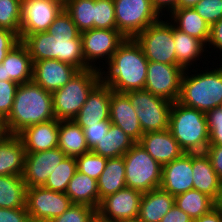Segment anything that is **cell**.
<instances>
[{"instance_id":"9f6ffc18","label":"cell","mask_w":222,"mask_h":222,"mask_svg":"<svg viewBox=\"0 0 222 222\" xmlns=\"http://www.w3.org/2000/svg\"><path fill=\"white\" fill-rule=\"evenodd\" d=\"M5 135H6L5 127L3 125V122L0 121V141Z\"/></svg>"},{"instance_id":"7402d4cb","label":"cell","mask_w":222,"mask_h":222,"mask_svg":"<svg viewBox=\"0 0 222 222\" xmlns=\"http://www.w3.org/2000/svg\"><path fill=\"white\" fill-rule=\"evenodd\" d=\"M138 143L162 166L185 153L169 129L144 133Z\"/></svg>"},{"instance_id":"1f68e13d","label":"cell","mask_w":222,"mask_h":222,"mask_svg":"<svg viewBox=\"0 0 222 222\" xmlns=\"http://www.w3.org/2000/svg\"><path fill=\"white\" fill-rule=\"evenodd\" d=\"M173 38L176 54V65L181 66L184 70H188V66L196 60H200L206 45L199 39L191 37L173 26ZM204 47V48H203Z\"/></svg>"},{"instance_id":"680465c9","label":"cell","mask_w":222,"mask_h":222,"mask_svg":"<svg viewBox=\"0 0 222 222\" xmlns=\"http://www.w3.org/2000/svg\"><path fill=\"white\" fill-rule=\"evenodd\" d=\"M58 1H60L64 5L68 0H58Z\"/></svg>"},{"instance_id":"e575fe53","label":"cell","mask_w":222,"mask_h":222,"mask_svg":"<svg viewBox=\"0 0 222 222\" xmlns=\"http://www.w3.org/2000/svg\"><path fill=\"white\" fill-rule=\"evenodd\" d=\"M95 0H68L64 10L71 16L80 32L94 28Z\"/></svg>"},{"instance_id":"8fae6325","label":"cell","mask_w":222,"mask_h":222,"mask_svg":"<svg viewBox=\"0 0 222 222\" xmlns=\"http://www.w3.org/2000/svg\"><path fill=\"white\" fill-rule=\"evenodd\" d=\"M72 204L70 198L62 192L35 186L26 190V208L31 222H48L60 216Z\"/></svg>"},{"instance_id":"4fadbf2b","label":"cell","mask_w":222,"mask_h":222,"mask_svg":"<svg viewBox=\"0 0 222 222\" xmlns=\"http://www.w3.org/2000/svg\"><path fill=\"white\" fill-rule=\"evenodd\" d=\"M184 71L179 65L149 62L144 90L175 102L180 95L181 79Z\"/></svg>"},{"instance_id":"9c48e42d","label":"cell","mask_w":222,"mask_h":222,"mask_svg":"<svg viewBox=\"0 0 222 222\" xmlns=\"http://www.w3.org/2000/svg\"><path fill=\"white\" fill-rule=\"evenodd\" d=\"M142 127L143 134L169 128L171 101L155 96L146 90L125 92Z\"/></svg>"},{"instance_id":"6da1fadb","label":"cell","mask_w":222,"mask_h":222,"mask_svg":"<svg viewBox=\"0 0 222 222\" xmlns=\"http://www.w3.org/2000/svg\"><path fill=\"white\" fill-rule=\"evenodd\" d=\"M20 40L28 48L32 62L57 59L80 71L91 68L83 55L81 32L64 9L46 32L20 35Z\"/></svg>"},{"instance_id":"30bf717a","label":"cell","mask_w":222,"mask_h":222,"mask_svg":"<svg viewBox=\"0 0 222 222\" xmlns=\"http://www.w3.org/2000/svg\"><path fill=\"white\" fill-rule=\"evenodd\" d=\"M167 21L160 19L134 39L141 46L149 62L176 65L173 25Z\"/></svg>"},{"instance_id":"bcb514c9","label":"cell","mask_w":222,"mask_h":222,"mask_svg":"<svg viewBox=\"0 0 222 222\" xmlns=\"http://www.w3.org/2000/svg\"><path fill=\"white\" fill-rule=\"evenodd\" d=\"M20 41L19 37L12 31L0 28V64L12 47Z\"/></svg>"},{"instance_id":"5bb4252c","label":"cell","mask_w":222,"mask_h":222,"mask_svg":"<svg viewBox=\"0 0 222 222\" xmlns=\"http://www.w3.org/2000/svg\"><path fill=\"white\" fill-rule=\"evenodd\" d=\"M63 9L58 0H21L20 35L46 32Z\"/></svg>"},{"instance_id":"83f0119b","label":"cell","mask_w":222,"mask_h":222,"mask_svg":"<svg viewBox=\"0 0 222 222\" xmlns=\"http://www.w3.org/2000/svg\"><path fill=\"white\" fill-rule=\"evenodd\" d=\"M65 194L70 198L72 204H82L98 209L99 193L97 180L79 172L68 183Z\"/></svg>"},{"instance_id":"4dcf8cb0","label":"cell","mask_w":222,"mask_h":222,"mask_svg":"<svg viewBox=\"0 0 222 222\" xmlns=\"http://www.w3.org/2000/svg\"><path fill=\"white\" fill-rule=\"evenodd\" d=\"M136 142L119 126L111 123L108 133L92 148L107 159L123 156Z\"/></svg>"},{"instance_id":"2e32d148","label":"cell","mask_w":222,"mask_h":222,"mask_svg":"<svg viewBox=\"0 0 222 222\" xmlns=\"http://www.w3.org/2000/svg\"><path fill=\"white\" fill-rule=\"evenodd\" d=\"M142 192L125 187L103 198L97 211L111 222H120L139 215Z\"/></svg>"},{"instance_id":"681fc988","label":"cell","mask_w":222,"mask_h":222,"mask_svg":"<svg viewBox=\"0 0 222 222\" xmlns=\"http://www.w3.org/2000/svg\"><path fill=\"white\" fill-rule=\"evenodd\" d=\"M160 222H193V219L174 204Z\"/></svg>"},{"instance_id":"f6af8a7d","label":"cell","mask_w":222,"mask_h":222,"mask_svg":"<svg viewBox=\"0 0 222 222\" xmlns=\"http://www.w3.org/2000/svg\"><path fill=\"white\" fill-rule=\"evenodd\" d=\"M0 222H31L26 207L0 208Z\"/></svg>"},{"instance_id":"f907efd6","label":"cell","mask_w":222,"mask_h":222,"mask_svg":"<svg viewBox=\"0 0 222 222\" xmlns=\"http://www.w3.org/2000/svg\"><path fill=\"white\" fill-rule=\"evenodd\" d=\"M177 1L178 0H151V3H152L154 9L158 12L159 15L162 13L161 14V16H162V15H165L162 12L163 10L164 11L166 10L169 13L174 11L176 9V6H177Z\"/></svg>"},{"instance_id":"9a60e30c","label":"cell","mask_w":222,"mask_h":222,"mask_svg":"<svg viewBox=\"0 0 222 222\" xmlns=\"http://www.w3.org/2000/svg\"><path fill=\"white\" fill-rule=\"evenodd\" d=\"M66 157L58 147L42 152H26L22 175L26 187L43 186L50 173Z\"/></svg>"},{"instance_id":"ffe728a7","label":"cell","mask_w":222,"mask_h":222,"mask_svg":"<svg viewBox=\"0 0 222 222\" xmlns=\"http://www.w3.org/2000/svg\"><path fill=\"white\" fill-rule=\"evenodd\" d=\"M33 62L28 48L20 40L0 64V81L23 84L32 81Z\"/></svg>"},{"instance_id":"816d5d0a","label":"cell","mask_w":222,"mask_h":222,"mask_svg":"<svg viewBox=\"0 0 222 222\" xmlns=\"http://www.w3.org/2000/svg\"><path fill=\"white\" fill-rule=\"evenodd\" d=\"M193 222H222V212L214 207L208 213L193 220Z\"/></svg>"},{"instance_id":"7bdbcfd3","label":"cell","mask_w":222,"mask_h":222,"mask_svg":"<svg viewBox=\"0 0 222 222\" xmlns=\"http://www.w3.org/2000/svg\"><path fill=\"white\" fill-rule=\"evenodd\" d=\"M205 114L209 128V144L222 145V108L216 107Z\"/></svg>"},{"instance_id":"cb8c5ba5","label":"cell","mask_w":222,"mask_h":222,"mask_svg":"<svg viewBox=\"0 0 222 222\" xmlns=\"http://www.w3.org/2000/svg\"><path fill=\"white\" fill-rule=\"evenodd\" d=\"M25 149L17 135L6 134L0 141V175L22 176Z\"/></svg>"},{"instance_id":"8d00e7d4","label":"cell","mask_w":222,"mask_h":222,"mask_svg":"<svg viewBox=\"0 0 222 222\" xmlns=\"http://www.w3.org/2000/svg\"><path fill=\"white\" fill-rule=\"evenodd\" d=\"M21 0H0V28L14 32L20 39Z\"/></svg>"},{"instance_id":"44dd1931","label":"cell","mask_w":222,"mask_h":222,"mask_svg":"<svg viewBox=\"0 0 222 222\" xmlns=\"http://www.w3.org/2000/svg\"><path fill=\"white\" fill-rule=\"evenodd\" d=\"M109 120L112 124L119 126L136 143L140 141L143 135L142 127L135 108L125 93L111 89Z\"/></svg>"},{"instance_id":"7dc6e473","label":"cell","mask_w":222,"mask_h":222,"mask_svg":"<svg viewBox=\"0 0 222 222\" xmlns=\"http://www.w3.org/2000/svg\"><path fill=\"white\" fill-rule=\"evenodd\" d=\"M205 154L210 159L218 178L222 181V145L209 144L205 150Z\"/></svg>"},{"instance_id":"484cf974","label":"cell","mask_w":222,"mask_h":222,"mask_svg":"<svg viewBox=\"0 0 222 222\" xmlns=\"http://www.w3.org/2000/svg\"><path fill=\"white\" fill-rule=\"evenodd\" d=\"M175 203V197L161 188L142 194L138 218L143 222H160Z\"/></svg>"},{"instance_id":"ee69618b","label":"cell","mask_w":222,"mask_h":222,"mask_svg":"<svg viewBox=\"0 0 222 222\" xmlns=\"http://www.w3.org/2000/svg\"><path fill=\"white\" fill-rule=\"evenodd\" d=\"M110 125L111 121H100L83 129L90 150L108 133Z\"/></svg>"},{"instance_id":"d6a6232c","label":"cell","mask_w":222,"mask_h":222,"mask_svg":"<svg viewBox=\"0 0 222 222\" xmlns=\"http://www.w3.org/2000/svg\"><path fill=\"white\" fill-rule=\"evenodd\" d=\"M26 190L22 176L0 175V208L26 207Z\"/></svg>"},{"instance_id":"f5cc1de1","label":"cell","mask_w":222,"mask_h":222,"mask_svg":"<svg viewBox=\"0 0 222 222\" xmlns=\"http://www.w3.org/2000/svg\"><path fill=\"white\" fill-rule=\"evenodd\" d=\"M200 0H178L176 9L193 8Z\"/></svg>"},{"instance_id":"d6986e66","label":"cell","mask_w":222,"mask_h":222,"mask_svg":"<svg viewBox=\"0 0 222 222\" xmlns=\"http://www.w3.org/2000/svg\"><path fill=\"white\" fill-rule=\"evenodd\" d=\"M110 99L111 88L101 81L73 120L83 129L100 121H110Z\"/></svg>"},{"instance_id":"f546056e","label":"cell","mask_w":222,"mask_h":222,"mask_svg":"<svg viewBox=\"0 0 222 222\" xmlns=\"http://www.w3.org/2000/svg\"><path fill=\"white\" fill-rule=\"evenodd\" d=\"M99 205L103 198L126 187L123 156L107 159L106 166L97 180Z\"/></svg>"},{"instance_id":"e0dca14e","label":"cell","mask_w":222,"mask_h":222,"mask_svg":"<svg viewBox=\"0 0 222 222\" xmlns=\"http://www.w3.org/2000/svg\"><path fill=\"white\" fill-rule=\"evenodd\" d=\"M80 70L57 59L33 62L32 81L48 92L65 86Z\"/></svg>"},{"instance_id":"f1b7e54d","label":"cell","mask_w":222,"mask_h":222,"mask_svg":"<svg viewBox=\"0 0 222 222\" xmlns=\"http://www.w3.org/2000/svg\"><path fill=\"white\" fill-rule=\"evenodd\" d=\"M171 24L190 35L191 37L201 40L206 46L210 36V26L195 11L194 8L175 9L170 13Z\"/></svg>"},{"instance_id":"8992f818","label":"cell","mask_w":222,"mask_h":222,"mask_svg":"<svg viewBox=\"0 0 222 222\" xmlns=\"http://www.w3.org/2000/svg\"><path fill=\"white\" fill-rule=\"evenodd\" d=\"M100 82V70L90 68L79 71L65 86L52 92L55 118L59 121L73 120Z\"/></svg>"},{"instance_id":"5b68a950","label":"cell","mask_w":222,"mask_h":222,"mask_svg":"<svg viewBox=\"0 0 222 222\" xmlns=\"http://www.w3.org/2000/svg\"><path fill=\"white\" fill-rule=\"evenodd\" d=\"M185 70L177 102L207 112L219 107L222 101V65L213 70L192 74ZM187 73V74H186Z\"/></svg>"},{"instance_id":"603a6c76","label":"cell","mask_w":222,"mask_h":222,"mask_svg":"<svg viewBox=\"0 0 222 222\" xmlns=\"http://www.w3.org/2000/svg\"><path fill=\"white\" fill-rule=\"evenodd\" d=\"M59 120L33 124L17 136L22 140L25 152H42L58 147Z\"/></svg>"},{"instance_id":"f35d334b","label":"cell","mask_w":222,"mask_h":222,"mask_svg":"<svg viewBox=\"0 0 222 222\" xmlns=\"http://www.w3.org/2000/svg\"><path fill=\"white\" fill-rule=\"evenodd\" d=\"M94 28L116 29L113 0H95Z\"/></svg>"},{"instance_id":"74e56055","label":"cell","mask_w":222,"mask_h":222,"mask_svg":"<svg viewBox=\"0 0 222 222\" xmlns=\"http://www.w3.org/2000/svg\"><path fill=\"white\" fill-rule=\"evenodd\" d=\"M75 159L77 170L95 180H98L107 163V158L94 153L92 150Z\"/></svg>"},{"instance_id":"836d02e7","label":"cell","mask_w":222,"mask_h":222,"mask_svg":"<svg viewBox=\"0 0 222 222\" xmlns=\"http://www.w3.org/2000/svg\"><path fill=\"white\" fill-rule=\"evenodd\" d=\"M174 204L188 214L193 220L208 213L214 208V200L195 189L177 195Z\"/></svg>"},{"instance_id":"6f0895ef","label":"cell","mask_w":222,"mask_h":222,"mask_svg":"<svg viewBox=\"0 0 222 222\" xmlns=\"http://www.w3.org/2000/svg\"><path fill=\"white\" fill-rule=\"evenodd\" d=\"M120 222H143L142 220H140L138 217L137 218H130L128 220H123Z\"/></svg>"},{"instance_id":"ac0fdd59","label":"cell","mask_w":222,"mask_h":222,"mask_svg":"<svg viewBox=\"0 0 222 222\" xmlns=\"http://www.w3.org/2000/svg\"><path fill=\"white\" fill-rule=\"evenodd\" d=\"M160 188L174 197L193 189L192 153H184L162 166Z\"/></svg>"},{"instance_id":"b9f144b4","label":"cell","mask_w":222,"mask_h":222,"mask_svg":"<svg viewBox=\"0 0 222 222\" xmlns=\"http://www.w3.org/2000/svg\"><path fill=\"white\" fill-rule=\"evenodd\" d=\"M18 86L14 81H0V121L9 115Z\"/></svg>"},{"instance_id":"3957f363","label":"cell","mask_w":222,"mask_h":222,"mask_svg":"<svg viewBox=\"0 0 222 222\" xmlns=\"http://www.w3.org/2000/svg\"><path fill=\"white\" fill-rule=\"evenodd\" d=\"M56 119L51 92L33 81L19 84L9 115L2 121L6 134L17 135L33 124Z\"/></svg>"},{"instance_id":"4316f807","label":"cell","mask_w":222,"mask_h":222,"mask_svg":"<svg viewBox=\"0 0 222 222\" xmlns=\"http://www.w3.org/2000/svg\"><path fill=\"white\" fill-rule=\"evenodd\" d=\"M58 148L67 157H79L90 151L84 130L74 120H60L58 133Z\"/></svg>"},{"instance_id":"7a4b0ae2","label":"cell","mask_w":222,"mask_h":222,"mask_svg":"<svg viewBox=\"0 0 222 222\" xmlns=\"http://www.w3.org/2000/svg\"><path fill=\"white\" fill-rule=\"evenodd\" d=\"M148 63L135 39H125L109 60L108 71L100 68L101 81L119 93L144 90Z\"/></svg>"},{"instance_id":"c3c4849f","label":"cell","mask_w":222,"mask_h":222,"mask_svg":"<svg viewBox=\"0 0 222 222\" xmlns=\"http://www.w3.org/2000/svg\"><path fill=\"white\" fill-rule=\"evenodd\" d=\"M209 44V45H208ZM207 45L222 51V19L210 26V36Z\"/></svg>"},{"instance_id":"d4e9b609","label":"cell","mask_w":222,"mask_h":222,"mask_svg":"<svg viewBox=\"0 0 222 222\" xmlns=\"http://www.w3.org/2000/svg\"><path fill=\"white\" fill-rule=\"evenodd\" d=\"M192 171L193 189L215 200L218 195L221 180L215 173L210 159L205 152L192 153Z\"/></svg>"},{"instance_id":"11a10c76","label":"cell","mask_w":222,"mask_h":222,"mask_svg":"<svg viewBox=\"0 0 222 222\" xmlns=\"http://www.w3.org/2000/svg\"><path fill=\"white\" fill-rule=\"evenodd\" d=\"M88 222H111L109 219L103 217L98 211H96Z\"/></svg>"},{"instance_id":"db71d44e","label":"cell","mask_w":222,"mask_h":222,"mask_svg":"<svg viewBox=\"0 0 222 222\" xmlns=\"http://www.w3.org/2000/svg\"><path fill=\"white\" fill-rule=\"evenodd\" d=\"M214 207L222 212V181L220 182V187L218 191V195L214 200Z\"/></svg>"},{"instance_id":"ab89813d","label":"cell","mask_w":222,"mask_h":222,"mask_svg":"<svg viewBox=\"0 0 222 222\" xmlns=\"http://www.w3.org/2000/svg\"><path fill=\"white\" fill-rule=\"evenodd\" d=\"M97 210L88 205L71 204L60 216L48 222H88Z\"/></svg>"},{"instance_id":"52a82bcc","label":"cell","mask_w":222,"mask_h":222,"mask_svg":"<svg viewBox=\"0 0 222 222\" xmlns=\"http://www.w3.org/2000/svg\"><path fill=\"white\" fill-rule=\"evenodd\" d=\"M126 187L142 193L160 188L162 165L139 144L135 143L124 155Z\"/></svg>"},{"instance_id":"60d3db41","label":"cell","mask_w":222,"mask_h":222,"mask_svg":"<svg viewBox=\"0 0 222 222\" xmlns=\"http://www.w3.org/2000/svg\"><path fill=\"white\" fill-rule=\"evenodd\" d=\"M193 8L209 26L222 19V0H200Z\"/></svg>"},{"instance_id":"7c38bea8","label":"cell","mask_w":222,"mask_h":222,"mask_svg":"<svg viewBox=\"0 0 222 222\" xmlns=\"http://www.w3.org/2000/svg\"><path fill=\"white\" fill-rule=\"evenodd\" d=\"M125 39L117 29L93 28L81 32L82 50L86 63L93 69L101 70L94 62L106 57L107 62L104 64H107Z\"/></svg>"},{"instance_id":"ba28073f","label":"cell","mask_w":222,"mask_h":222,"mask_svg":"<svg viewBox=\"0 0 222 222\" xmlns=\"http://www.w3.org/2000/svg\"><path fill=\"white\" fill-rule=\"evenodd\" d=\"M116 29L126 38H135L162 17L151 0H113Z\"/></svg>"},{"instance_id":"d590c367","label":"cell","mask_w":222,"mask_h":222,"mask_svg":"<svg viewBox=\"0 0 222 222\" xmlns=\"http://www.w3.org/2000/svg\"><path fill=\"white\" fill-rule=\"evenodd\" d=\"M77 171V162L74 157H66L50 173L43 187L56 192L65 193L70 179Z\"/></svg>"},{"instance_id":"277c9868","label":"cell","mask_w":222,"mask_h":222,"mask_svg":"<svg viewBox=\"0 0 222 222\" xmlns=\"http://www.w3.org/2000/svg\"><path fill=\"white\" fill-rule=\"evenodd\" d=\"M168 129L185 153L205 152L209 145V128L203 111L173 102Z\"/></svg>"}]
</instances>
